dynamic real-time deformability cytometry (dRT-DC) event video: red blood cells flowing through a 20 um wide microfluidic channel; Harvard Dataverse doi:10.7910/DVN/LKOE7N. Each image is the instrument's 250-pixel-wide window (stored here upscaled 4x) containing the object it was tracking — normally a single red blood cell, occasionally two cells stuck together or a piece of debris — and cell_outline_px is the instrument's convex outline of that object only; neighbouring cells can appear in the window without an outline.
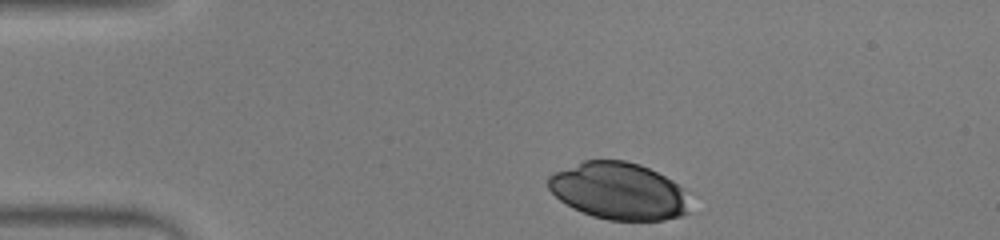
{"species": "human", "species_latin": "Homo sapiens", "temperature_condition": "warm", "stored_images_in_passage": 35, "camera_frame_rate_fps": 3000, "um_per_image_px": 0.085, "donor": {"sex": "male"}, "frame": {"image": 1, "passage_image": 1, "time_ms": 0.0, "image_size_px": [1000, 240], "cell_outline_px": [[688, 212], [680, 216], [664, 220], [608, 220], [592, 216], [572, 208], [560, 200], [548, 188], [548, 176], [556, 172], [584, 160], [624, 160], [640, 164], [672, 180], [684, 188]], "centroid_in_image_um": [52.57, 16.24], "position_along_channel_um": 32.4, "area_um2": 46.82}}
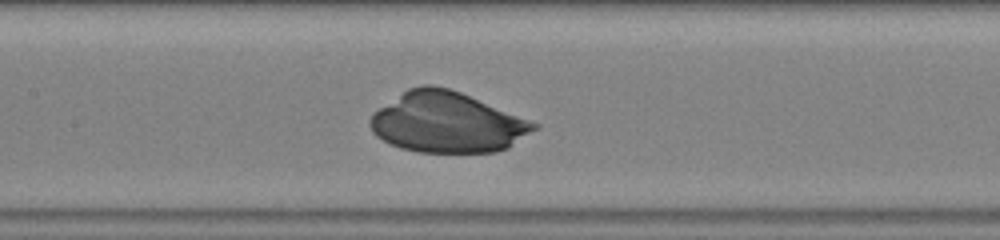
{"frame": {"image": 2, "passage_image": 16, "time_ms": 5.0, "image_size_px": [1000, 240], "cell_outline_px": [[540, 124], [536, 128], [508, 148], [496, 152], [420, 152], [400, 148], [376, 136], [372, 132], [368, 120], [372, 112], [408, 88], [424, 84], [432, 84], [448, 88], [460, 92]], "centroid_in_image_um": [37.96, 10.4], "position_along_channel_um": 169.4, "area_um2": 57.51}}
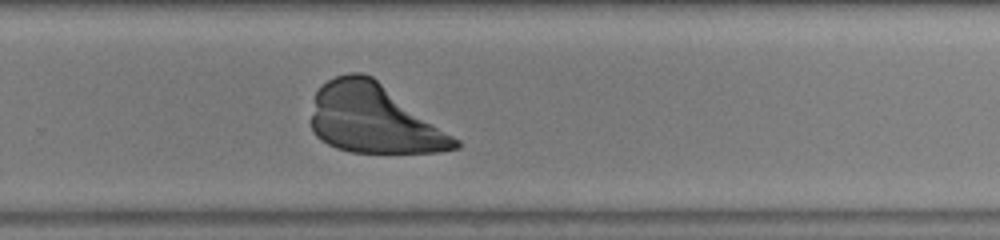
{"frame": {"image": 3, "passage_image": 26, "time_ms": 8.333, "image_size_px": [1000, 240], "cell_outline_px": [[460, 148], [440, 152], [352, 152], [336, 148], [328, 144], [316, 136], [312, 132], [312, 116], [316, 92], [320, 84], [336, 76], [348, 72], [364, 72], [372, 76], [460, 140]], "centroid_in_image_um": [31.77, 10.1], "position_along_channel_um": 298.0, "area_um2": 57.63}}